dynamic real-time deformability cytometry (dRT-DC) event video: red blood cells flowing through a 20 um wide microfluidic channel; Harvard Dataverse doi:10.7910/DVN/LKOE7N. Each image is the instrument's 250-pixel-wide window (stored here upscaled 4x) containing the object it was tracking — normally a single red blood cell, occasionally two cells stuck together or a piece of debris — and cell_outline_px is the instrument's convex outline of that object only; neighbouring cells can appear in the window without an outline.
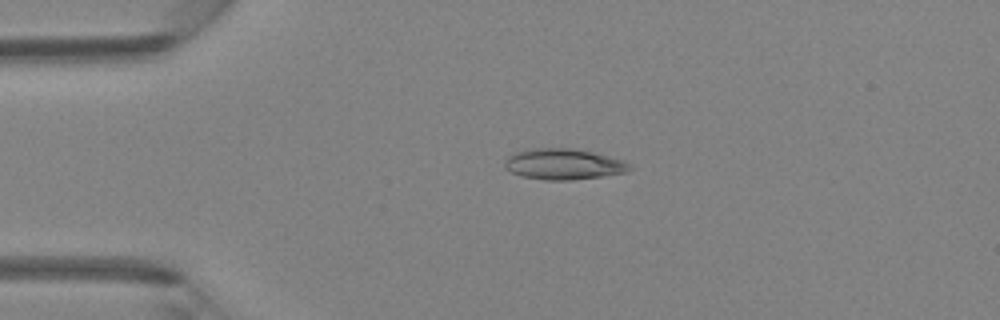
{"species": "Egyptian fruit bat (a non-hibernating species)", "species_latin": "Rousettus aegyptiacus", "temperature_condition": "room temperature", "stored_images_in_passage": 4, "camera_frame_rate_fps": 3000, "um_per_image_px": 0.085, "animal": {"sex": "female"}, "frame": {"image": 1, "passage_image": 3, "time_ms": 0.667, "image_size_px": [1000, 320], "cell_outline_px": [[632, 168], [628, 172], [572, 180], [544, 180], [520, 176], [504, 168], [504, 160], [512, 152], [532, 148], [576, 148], [624, 160]], "centroid_in_image_um": [47.85, 13.94], "position_along_channel_um": 37.2, "area_um2": 22.66}}